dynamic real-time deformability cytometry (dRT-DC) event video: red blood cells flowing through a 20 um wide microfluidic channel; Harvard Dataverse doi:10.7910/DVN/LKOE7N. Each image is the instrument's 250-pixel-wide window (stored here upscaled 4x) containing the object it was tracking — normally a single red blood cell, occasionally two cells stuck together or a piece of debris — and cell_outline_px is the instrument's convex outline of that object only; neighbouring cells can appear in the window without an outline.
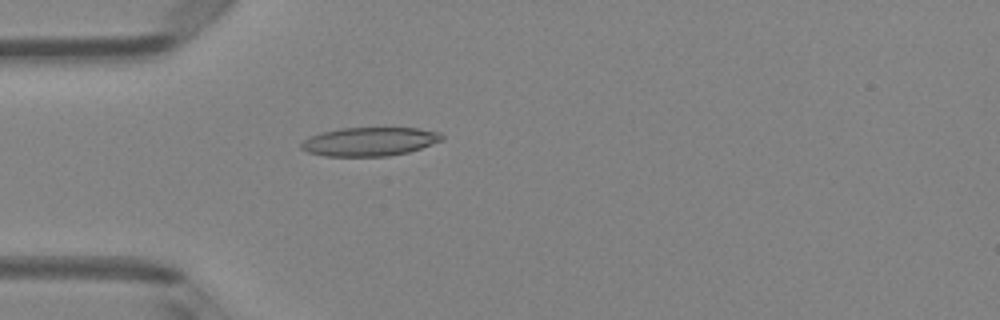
{"species": "Egyptian fruit bat (a non-hibernating species)", "species_latin": "Rousettus aegyptiacus", "temperature_condition": "room temperature", "stored_images_in_passage": 49, "camera_frame_rate_fps": 3000, "um_per_image_px": 0.085, "animal": {"sex": "female"}, "frame": {"image": 1, "passage_image": 14, "time_ms": 4.333, "image_size_px": [1000, 320], "cell_outline_px": [[444, 140], [408, 152], [388, 156], [324, 156], [308, 152], [300, 148], [300, 144], [308, 136], [320, 132], [340, 128], [416, 128], [440, 132], [444, 136]], "centroid_in_image_um": [31.39, 12.03], "position_along_channel_um": 53.6, "area_um2": 23.64}}
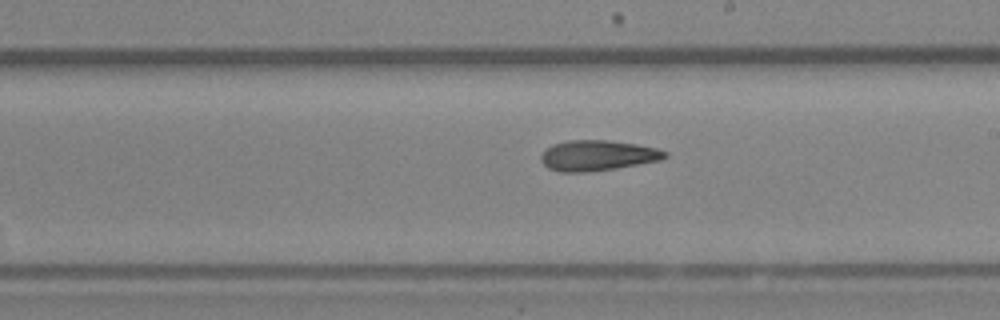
{"frame": {"image": 2, "passage_image": 28, "time_ms": 9.0, "image_size_px": [1000, 320], "cell_outline_px": [[668, 156], [660, 160], [616, 168], [588, 172], [560, 172], [548, 168], [540, 160], [540, 156], [552, 144], [568, 140], [608, 140], [636, 144], [656, 148], [668, 152]], "centroid_in_image_um": [50.78, 13.21], "position_along_channel_um": 238.2, "area_um2": 21.96}}
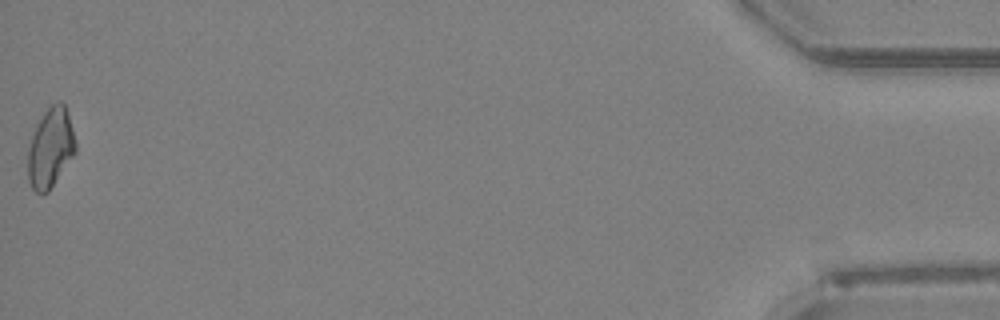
{"frame": {"image": 3, "passage_image": 49, "time_ms": 16.0, "image_size_px": [1000, 320], "cell_outline_px": [[76, 152], [48, 192], [36, 192], [32, 188], [28, 180], [28, 148], [36, 124], [44, 112], [56, 100], [60, 100], [64, 104], [68, 112], [76, 144]], "centroid_in_image_um": [4.29, 12.54], "position_along_channel_um": 430.9, "area_um2": 22.02}}